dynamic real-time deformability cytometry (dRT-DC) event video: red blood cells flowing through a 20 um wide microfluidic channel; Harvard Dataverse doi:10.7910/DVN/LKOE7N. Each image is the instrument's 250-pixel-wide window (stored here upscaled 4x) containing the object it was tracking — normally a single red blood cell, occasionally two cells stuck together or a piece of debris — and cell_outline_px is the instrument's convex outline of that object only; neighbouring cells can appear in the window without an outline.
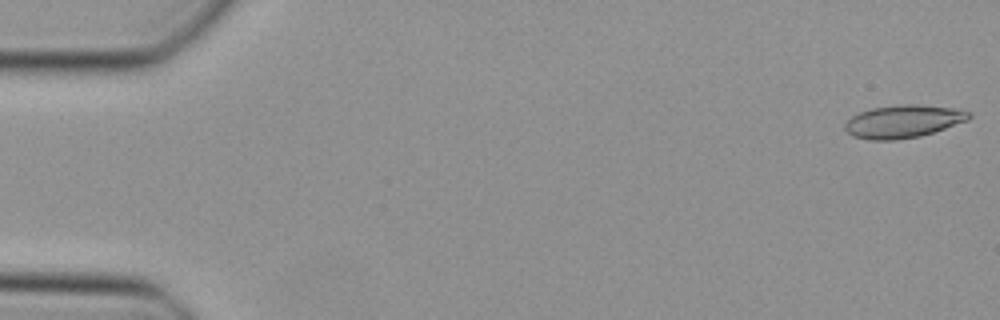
{"species": "Egyptian fruit bat (a non-hibernating species)", "species_latin": "Rousettus aegyptiacus", "temperature_condition": "cold", "stored_images_in_passage": 48, "camera_frame_rate_fps": 3000, "um_per_image_px": 0.085, "animal": {"sex": "female"}, "frame": {"image": 1, "passage_image": 1, "time_ms": 0.0, "image_size_px": [1000, 320], "cell_outline_px": [[972, 116], [968, 120], [920, 136], [896, 140], [868, 140], [852, 136], [844, 128], [844, 124], [852, 116], [860, 112], [872, 108], [900, 104], [916, 104], [952, 108], [972, 112]], "centroid_in_image_um": [76.75, 10.32], "position_along_channel_um": 8.2, "area_um2": 23.64}}
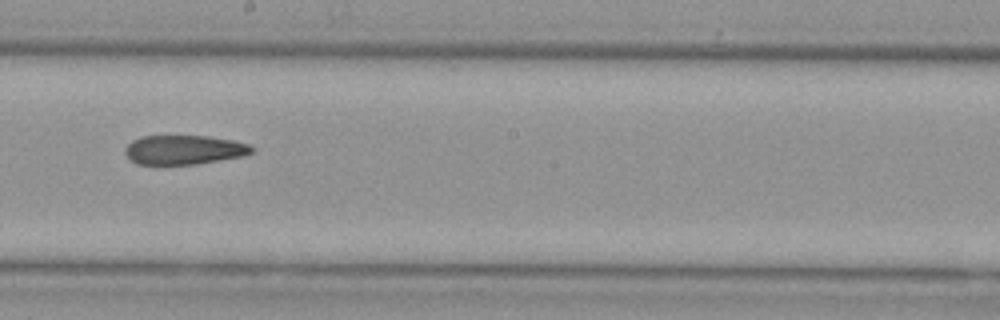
{"frame": {"image": 2, "passage_image": 27, "time_ms": 8.667, "image_size_px": [1000, 320], "cell_outline_px": [[252, 152], [244, 156], [196, 164], [136, 164], [124, 152], [124, 148], [132, 140], [140, 136], [208, 136], [232, 140], [248, 144], [252, 148]], "centroid_in_image_um": [15.62, 12.73], "position_along_channel_um": 232.6, "area_um2": 21.5}}
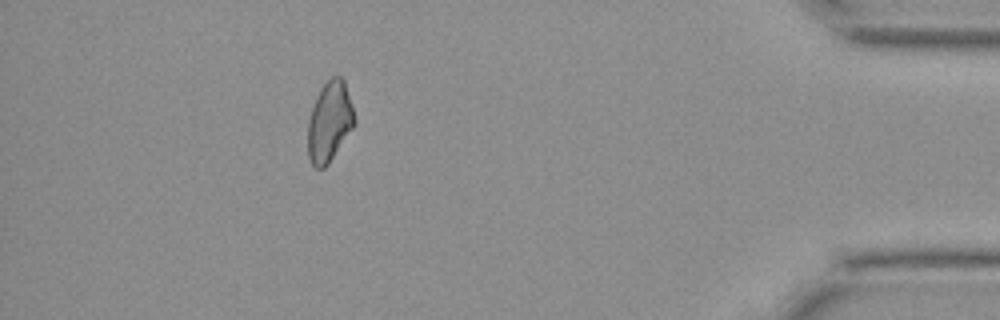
{"frame": {"image": 3, "passage_image": 43, "time_ms": 14.0, "image_size_px": [1000, 320], "cell_outline_px": [[356, 124], [328, 164], [324, 168], [316, 168], [312, 164], [308, 156], [308, 120], [316, 96], [320, 88], [332, 76], [340, 76], [344, 80], [352, 104], [356, 120]], "centroid_in_image_um": [28.02, 10.34], "position_along_channel_um": 407.2, "area_um2": 21.85}}